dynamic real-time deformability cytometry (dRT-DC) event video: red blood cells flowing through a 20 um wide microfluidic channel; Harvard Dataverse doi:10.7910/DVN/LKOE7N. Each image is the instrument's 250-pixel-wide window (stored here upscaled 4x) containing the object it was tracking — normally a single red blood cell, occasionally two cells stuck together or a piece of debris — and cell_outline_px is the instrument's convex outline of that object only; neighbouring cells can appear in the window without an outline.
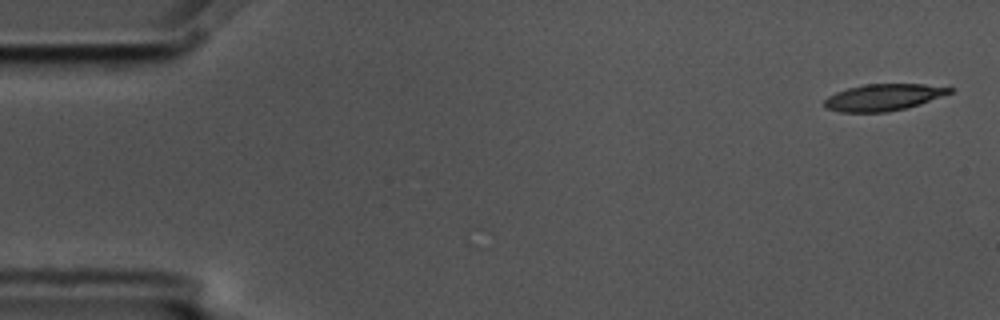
{"species": "common noctule bat (a hibernating species)", "species_latin": "Nyctalus noctula", "temperature_condition": "cold", "stored_images_in_passage": 6, "segment_of_instrument_passage": [1, 2], "camera_frame_rate_fps": 3000, "um_per_image_px": 0.085, "animal": {"sex": "male", "body_mass_g": 17.5, "forearm_length_mm": 52.3}, "frame": {"image": 1, "passage_image": 1, "time_ms": 0.0, "image_size_px": [1000, 320], "cell_outline_px": [[956, 88], [952, 92], [920, 104], [888, 112], [840, 112], [824, 108], [820, 104], [828, 96], [836, 92], [848, 88], [864, 84], [924, 84]], "centroid_in_image_um": [75.04, 8.27], "position_along_channel_um": 10.0, "area_um2": 19.59}}
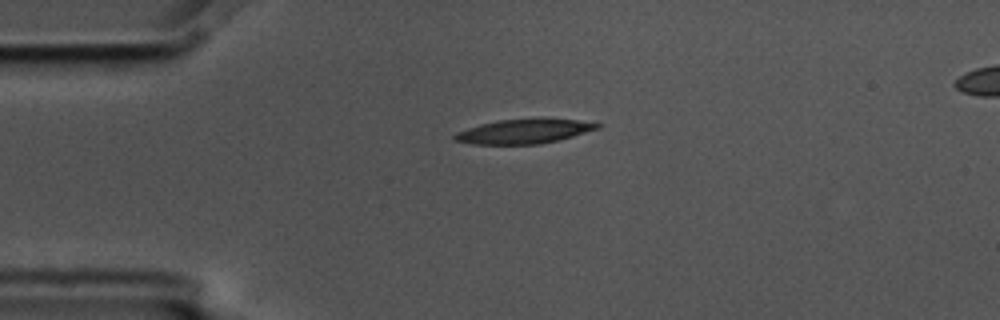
{"frame": {"image": 2, "passage_image": 4, "time_ms": 1.0, "image_size_px": [1000, 320], "cell_outline_px": [[600, 128], [572, 136], [540, 144], [472, 144], [452, 140], [452, 136], [456, 132], [480, 124], [496, 120], [540, 116], [596, 120], [600, 124]], "centroid_in_image_um": [44.63, 11.1], "position_along_channel_um": 40.4, "area_um2": 21.39}}